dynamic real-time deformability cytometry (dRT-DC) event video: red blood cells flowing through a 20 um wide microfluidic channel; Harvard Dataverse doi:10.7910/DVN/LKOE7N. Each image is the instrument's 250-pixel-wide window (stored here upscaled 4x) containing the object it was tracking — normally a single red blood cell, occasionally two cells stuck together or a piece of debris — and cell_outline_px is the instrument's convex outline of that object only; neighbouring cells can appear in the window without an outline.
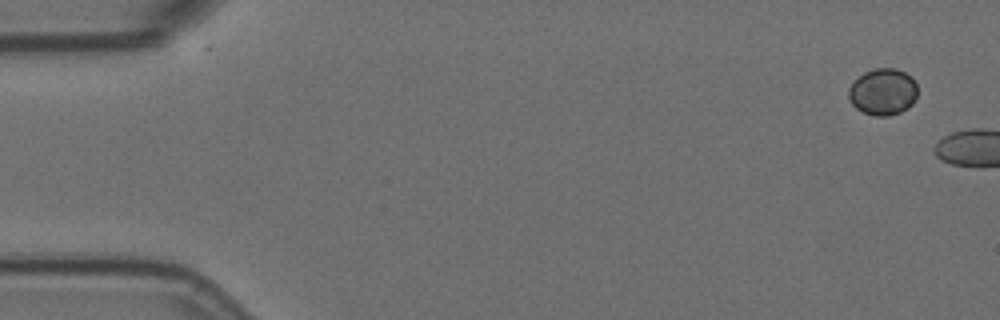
{"species": "Egyptian fruit bat (a non-hibernating species)", "species_latin": "Rousettus aegyptiacus", "temperature_condition": "room temperature", "stored_images_in_passage": 2, "camera_frame_rate_fps": 3000, "um_per_image_px": 0.085, "animal": {"sex": "female"}, "frame": {"image": 1, "passage_image": 1, "time_ms": 0.0, "image_size_px": [1000, 320], "cell_outline_px": [[916, 100], [908, 108], [900, 112], [888, 116], [876, 116], [864, 112], [856, 108], [848, 100], [848, 88], [864, 72], [876, 68], [896, 68], [912, 76], [916, 84]], "centroid_in_image_um": [75.05, 7.81], "position_along_channel_um": 9.9, "area_um2": 18.79}}